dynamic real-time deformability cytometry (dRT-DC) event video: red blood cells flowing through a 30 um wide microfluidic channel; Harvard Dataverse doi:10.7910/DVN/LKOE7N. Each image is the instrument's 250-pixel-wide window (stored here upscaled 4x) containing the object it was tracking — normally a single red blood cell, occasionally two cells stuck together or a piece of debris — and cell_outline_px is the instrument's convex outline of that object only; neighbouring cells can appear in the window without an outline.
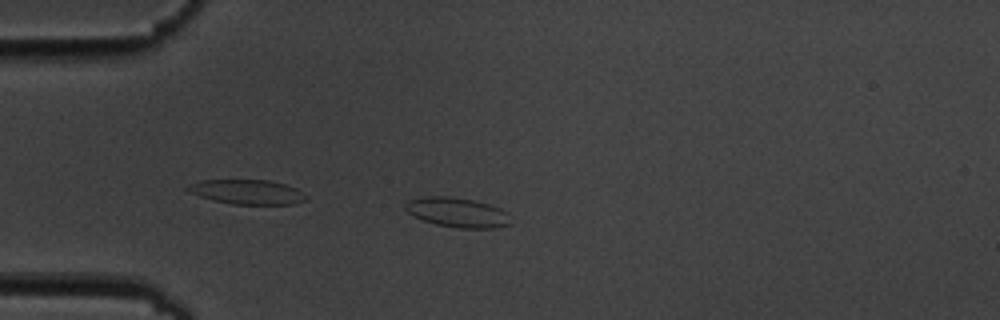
{"species": "common noctule bat (a hibernating species)", "species_latin": "Nyctalus noctula", "temperature_condition": "cold", "stored_images_in_passage": 6, "camera_frame_rate_fps": 3000, "um_per_image_px": 0.085, "animal": {"sex": "male", "body_mass_g": 19.5, "forearm_length_mm": 54.6}, "frame": {"image": 1, "passage_image": 4, "time_ms": 4.667, "image_size_px": [1000, 320], "cell_outline_px": [[512, 224], [496, 228], [460, 228], [436, 224], [424, 220], [408, 212], [404, 208], [404, 204], [408, 200], [424, 196], [448, 196], [472, 200], [488, 204], [500, 208], [508, 212]], "centroid_in_image_um": [38.9, 18.05], "position_along_channel_um": 46.1, "area_um2": 18.21}}
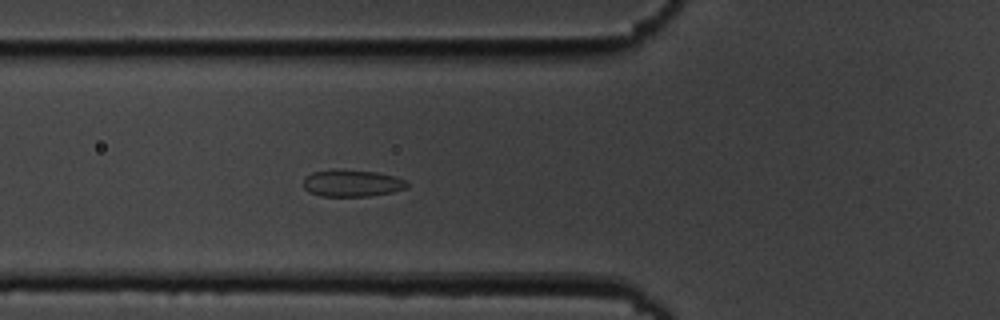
{"frame": {"image": 2, "passage_image": 6, "time_ms": 6.667, "image_size_px": [1000, 320], "cell_outline_px": [[408, 188], [392, 192], [368, 196], [320, 196], [308, 192], [304, 188], [304, 176], [312, 172], [332, 168], [336, 168], [376, 172], [396, 176], [404, 180], [408, 184]], "centroid_in_image_um": [29.88, 15.55], "position_along_channel_um": 95.9, "area_um2": 16.59}}